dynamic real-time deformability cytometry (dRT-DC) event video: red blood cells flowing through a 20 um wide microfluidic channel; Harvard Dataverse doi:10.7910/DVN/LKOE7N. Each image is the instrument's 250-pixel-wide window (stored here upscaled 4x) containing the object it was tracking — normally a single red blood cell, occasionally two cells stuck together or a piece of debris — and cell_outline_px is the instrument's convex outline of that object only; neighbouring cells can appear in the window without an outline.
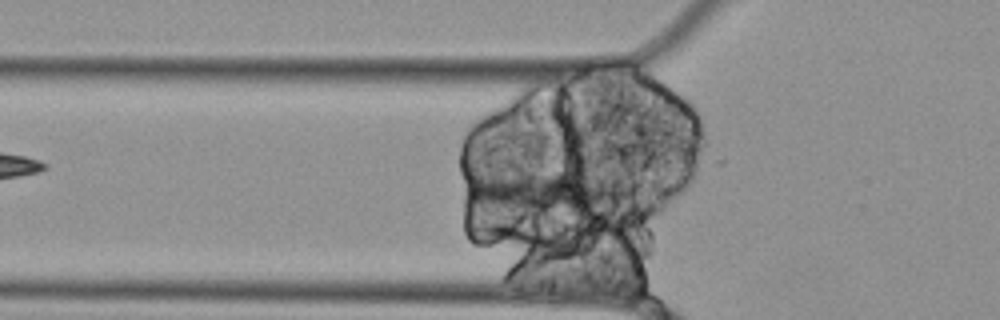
{"species": "Egyptian fruit bat (a non-hibernating species)", "species_latin": "Rousettus aegyptiacus", "temperature_condition": "cold", "stored_images_in_passage": 55, "segment_of_instrument_passage": [2, 3], "camera_frame_rate_fps": 3000, "um_per_image_px": 0.085, "animal": {"sex": "female"}, "frame": {"image": 1, "passage_image": 17, "time_ms": 5.333, "image_size_px": [1000, 320], "cell_outline_px": [[628, 192], [616, 204], [592, 224], [576, 228], [572, 228], [476, 200], [464, 196], [464, 188], [512, 172], [564, 172], [604, 184]], "centroid_in_image_um": [46.66, 16.71], "position_along_channel_um": 79.1, "area_um2": 41.5}}